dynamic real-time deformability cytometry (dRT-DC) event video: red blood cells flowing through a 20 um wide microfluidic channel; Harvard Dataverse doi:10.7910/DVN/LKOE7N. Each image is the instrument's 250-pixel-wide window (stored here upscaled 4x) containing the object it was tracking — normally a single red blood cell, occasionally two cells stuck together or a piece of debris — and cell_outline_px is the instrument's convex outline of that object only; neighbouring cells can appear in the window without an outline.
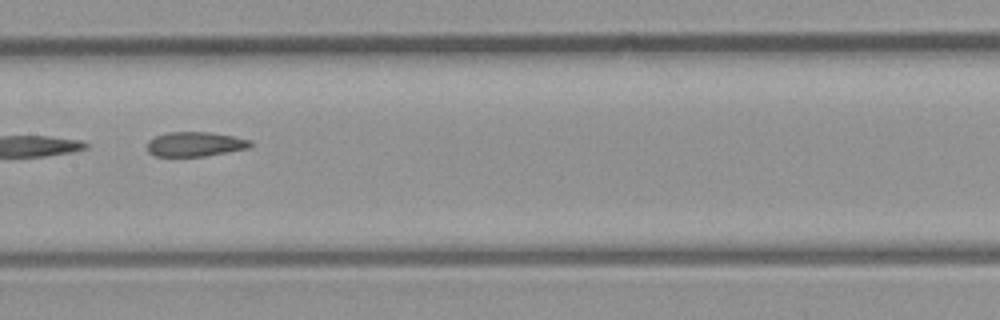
{"species": "common noctule bat (a hibernating species)", "species_latin": "Nyctalus noctula", "temperature_condition": "room temperature", "stored_images_in_passage": 30, "camera_frame_rate_fps": 3000, "um_per_image_px": 0.085, "animal": {"sex": "male", "body_mass_g": 23.1, "forearm_length_mm": 52.7}, "frame": {"image": 1, "passage_image": 9, "time_ms": 2.667, "image_size_px": [1000, 320], "cell_outline_px": [[256, 144], [252, 148], [204, 156], [156, 156], [148, 152], [148, 140], [156, 136], [168, 132], [208, 132], [232, 136], [252, 140]], "centroid_in_image_um": [16.66, 12.25], "position_along_channel_um": 190.7, "area_um2": 14.91}, "authors_computed_cell_mechanics": {"area_um2": 16.0106, "velocity_mm_per_s": 4.4509, "shape_relaxation_time_tau1_ms": null, "shape_relaxation_time_tau2_ms": 3.8801, "deformation_change_tau1": null, "deformation_change_tau2": 0.1102}}